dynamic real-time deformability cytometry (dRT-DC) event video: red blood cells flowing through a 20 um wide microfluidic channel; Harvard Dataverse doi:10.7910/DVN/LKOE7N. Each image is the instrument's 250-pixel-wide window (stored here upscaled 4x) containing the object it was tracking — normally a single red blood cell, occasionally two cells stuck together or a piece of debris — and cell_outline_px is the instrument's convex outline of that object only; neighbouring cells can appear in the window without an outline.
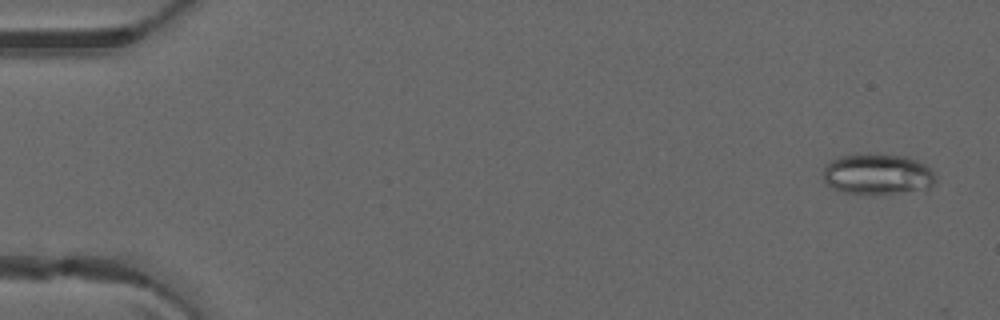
{"species": "common noctule bat (a hibernating species)", "species_latin": "Nyctalus noctula", "temperature_condition": "warm", "stored_images_in_passage": 17, "camera_frame_rate_fps": 3000, "um_per_image_px": 0.085, "animal": {"sex": "male", "forearm_length_mm": 52.5}, "frame": {"image": 1, "passage_image": 3, "time_ms": 0.667, "image_size_px": [1000, 320], "cell_outline_px": [[936, 184], [928, 188], [872, 196], [844, 192], [832, 188], [824, 180], [824, 164], [840, 156], [860, 152], [876, 152], [908, 156], [924, 164], [936, 176]], "centroid_in_image_um": [74.57, 14.78], "position_along_channel_um": 10.4, "area_um2": 27.63}}